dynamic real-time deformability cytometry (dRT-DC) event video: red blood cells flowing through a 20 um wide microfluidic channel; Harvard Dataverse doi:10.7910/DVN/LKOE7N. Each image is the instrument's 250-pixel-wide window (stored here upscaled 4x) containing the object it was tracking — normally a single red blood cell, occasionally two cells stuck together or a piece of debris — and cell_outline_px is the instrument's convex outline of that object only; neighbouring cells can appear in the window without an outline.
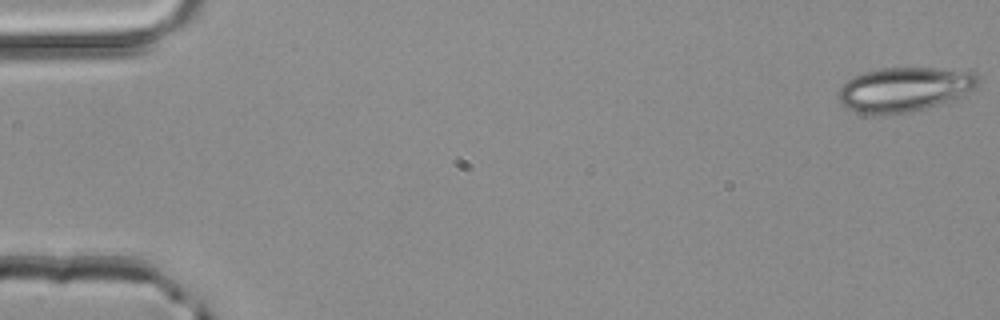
{"species": "common noctule bat (a hibernating species)", "species_latin": "Nyctalus noctula", "temperature_condition": "room temperature", "stored_images_in_passage": 51, "camera_frame_rate_fps": 3000, "um_per_image_px": 0.085, "animal": {"sex": "male", "body_mass_g": 20.4}, "frame": {"image": 1, "passage_image": 1, "time_ms": 0.0, "image_size_px": [1000, 320], "cell_outline_px": [[980, 80], [976, 88], [952, 100], [924, 108], [908, 112], [860, 112], [844, 108], [836, 96], [836, 92], [848, 80], [864, 72], [884, 68], [932, 68], [976, 72], [980, 76]], "centroid_in_image_um": [76.9, 7.57], "position_along_channel_um": 8.1, "area_um2": 35.6}}
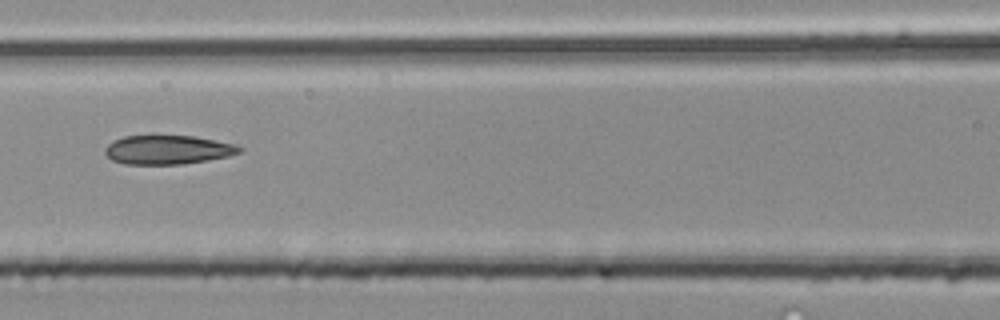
{"frame": {"image": 2, "passage_image": 23, "time_ms": 7.333, "image_size_px": [1000, 320], "cell_outline_px": [[244, 148], [240, 152], [228, 156], [208, 160], [184, 164], [124, 164], [112, 160], [104, 152], [104, 148], [112, 140], [124, 136], [156, 132], [192, 136], [236, 144]], "centroid_in_image_um": [14.21, 12.68], "position_along_channel_um": 152.4, "area_um2": 23.7}}
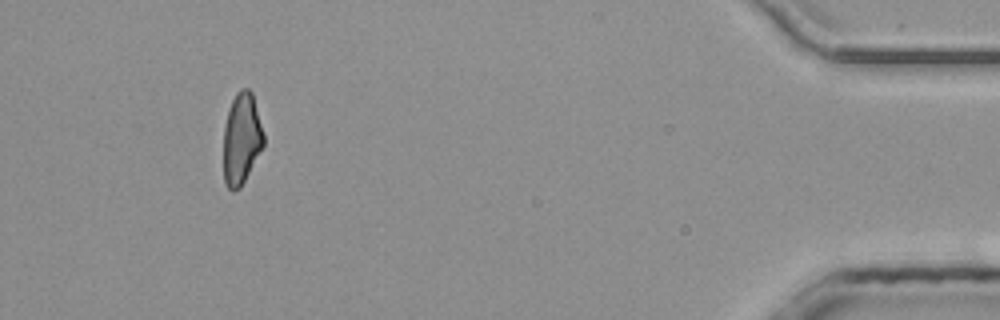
{"frame": {"image": 3, "passage_image": 47, "time_ms": 15.333, "image_size_px": [1000, 320], "cell_outline_px": [[264, 144], [240, 188], [232, 192], [224, 184], [224, 124], [232, 100], [236, 92], [240, 88], [248, 88], [252, 92], [264, 136]], "centroid_in_image_um": [20.51, 11.79], "position_along_channel_um": 414.7, "area_um2": 21.21}, "authors_computed_cell_mechanics": {"area_um2": 22.9466, "velocity_mm_per_s": 4.1519, "shape_relaxation_time_tau1_ms": null, "shape_relaxation_time_tau2_ms": 3.2865, "deformation_change_tau1": null, "deformation_change_tau2": 0.1276}}